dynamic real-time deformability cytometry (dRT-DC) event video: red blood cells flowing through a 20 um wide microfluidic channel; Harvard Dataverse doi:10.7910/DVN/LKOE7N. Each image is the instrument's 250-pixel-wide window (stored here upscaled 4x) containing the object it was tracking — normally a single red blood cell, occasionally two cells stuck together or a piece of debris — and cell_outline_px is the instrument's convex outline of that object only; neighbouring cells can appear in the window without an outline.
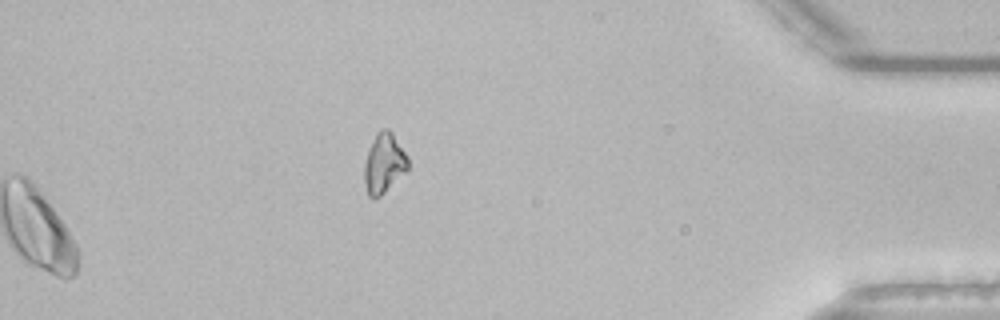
{"species": "common noctule bat (a hibernating species)", "species_latin": "Nyctalus noctula", "temperature_condition": "room temperature", "stored_images_in_passage": 40, "segment_of_instrument_passage": [2, 2], "camera_frame_rate_fps": 3000, "um_per_image_px": 0.085, "animal": {"sex": "male", "body_mass_g": 21.5, "forearm_length_mm": 52.0}, "frame": {"image": 1, "passage_image": 40, "time_ms": 13.0, "image_size_px": [1000, 320], "cell_outline_px": [[408, 172], [380, 196], [368, 196], [364, 184], [364, 164], [368, 148], [376, 132], [380, 128], [388, 128], [392, 132], [408, 156]], "centroid_in_image_um": [32.65, 13.85], "position_along_channel_um": 402.6, "area_um2": 15.55}}